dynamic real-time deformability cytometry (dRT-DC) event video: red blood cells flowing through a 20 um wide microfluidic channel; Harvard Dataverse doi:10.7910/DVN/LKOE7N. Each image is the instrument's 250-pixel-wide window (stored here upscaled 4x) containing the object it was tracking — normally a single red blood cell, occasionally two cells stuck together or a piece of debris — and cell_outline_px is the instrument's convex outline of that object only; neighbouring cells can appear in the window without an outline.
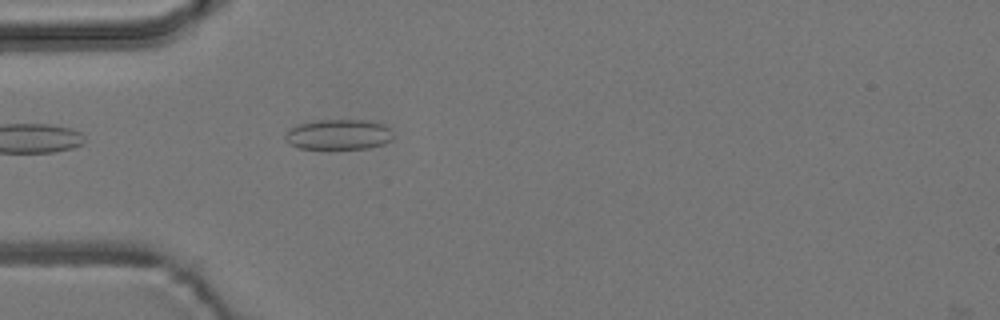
{"species": "common noctule bat (a hibernating species)", "species_latin": "Nyctalus noctula", "temperature_condition": "room temperature", "stored_images_in_passage": 2, "camera_frame_rate_fps": 3000, "um_per_image_px": 0.085, "animal": {"sex": "male", "body_mass_g": 19.2, "forearm_length_mm": 51.8}, "frame": {"image": 1, "passage_image": 2, "time_ms": 1.333, "image_size_px": [1000, 320], "cell_outline_px": [[392, 140], [384, 144], [372, 148], [300, 148], [292, 144], [284, 136], [288, 128], [312, 120], [368, 120], [384, 124], [392, 132]], "centroid_in_image_um": [28.81, 11.42], "position_along_channel_um": 56.2, "area_um2": 19.02}}